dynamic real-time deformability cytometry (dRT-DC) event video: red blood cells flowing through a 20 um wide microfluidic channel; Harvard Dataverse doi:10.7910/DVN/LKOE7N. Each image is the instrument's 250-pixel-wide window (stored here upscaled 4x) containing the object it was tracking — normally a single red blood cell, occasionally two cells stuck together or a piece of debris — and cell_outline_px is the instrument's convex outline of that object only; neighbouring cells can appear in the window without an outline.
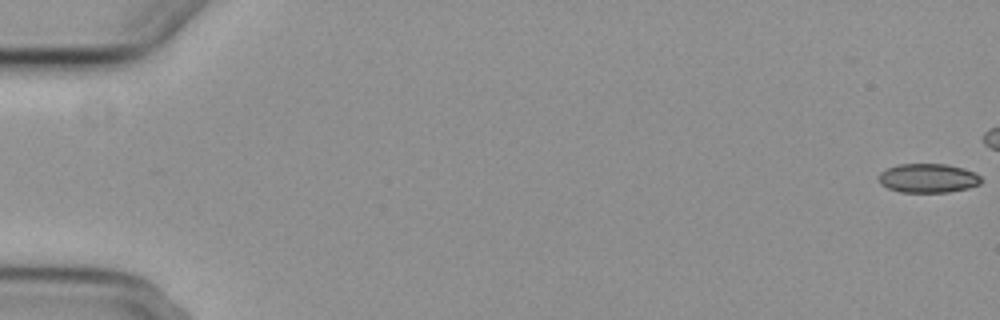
{"species": "common noctule bat (a hibernating species)", "species_latin": "Nyctalus noctula", "temperature_condition": "cold", "stored_images_in_passage": 8, "camera_frame_rate_fps": 3000, "um_per_image_px": 0.085, "animal": {"sex": "female", "body_mass_g": 29.2, "forearm_length_mm": 56.3}, "frame": {"image": 1, "passage_image": 1, "time_ms": 0.0, "image_size_px": [1000, 320], "cell_outline_px": [[980, 184], [968, 188], [948, 192], [900, 192], [888, 188], [880, 184], [880, 172], [896, 164], [944, 164], [964, 168], [980, 176]], "centroid_in_image_um": [78.87, 15.14], "position_along_channel_um": 6.1, "area_um2": 17.22}}
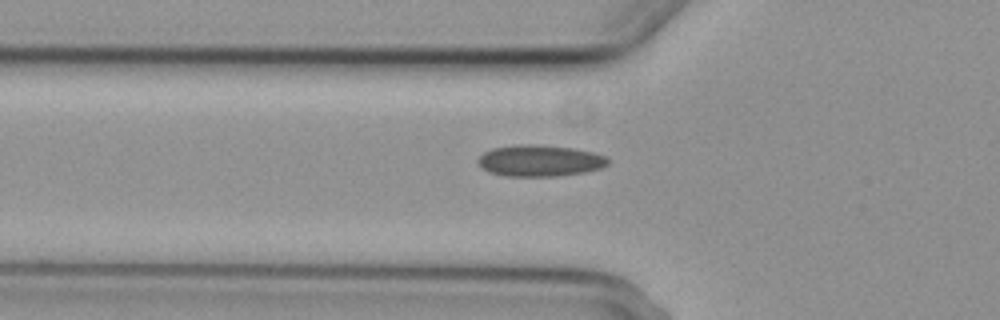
{"frame": {"image": 2, "passage_image": 8, "time_ms": 8.333, "image_size_px": [1000, 320], "cell_outline_px": [[608, 164], [600, 168], [584, 172], [556, 176], [504, 176], [488, 172], [476, 160], [484, 152], [492, 148], [516, 144], [536, 144], [572, 148], [592, 152], [604, 156], [608, 160]], "centroid_in_image_um": [45.84, 13.65], "position_along_channel_um": 80.0, "area_um2": 23.7}}